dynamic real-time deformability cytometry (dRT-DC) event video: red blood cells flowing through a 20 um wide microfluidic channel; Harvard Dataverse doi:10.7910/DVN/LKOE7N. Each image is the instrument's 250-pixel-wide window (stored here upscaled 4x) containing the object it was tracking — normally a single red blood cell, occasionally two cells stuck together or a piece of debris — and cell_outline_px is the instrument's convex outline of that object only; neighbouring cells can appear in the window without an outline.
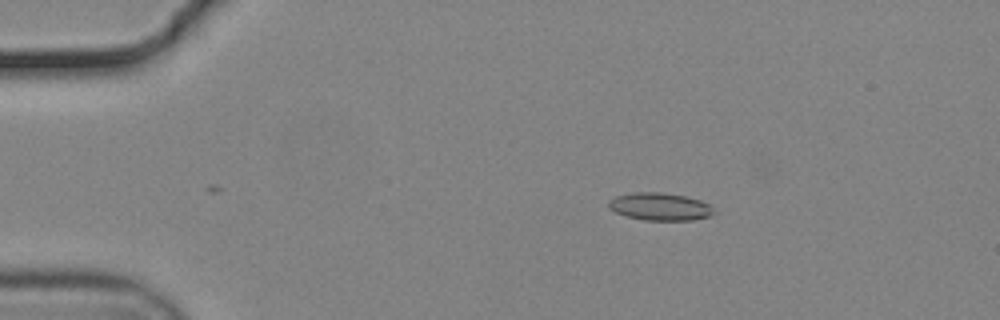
{"species": "common noctule bat (a hibernating species)", "species_latin": "Nyctalus noctula", "temperature_condition": "cold", "stored_images_in_passage": 14, "camera_frame_rate_fps": 3000, "um_per_image_px": 0.085, "animal": {"sex": "male", "body_mass_g": 19.2, "forearm_length_mm": 51.8}, "frame": {"image": 1, "passage_image": 3, "time_ms": 0.667, "image_size_px": [1000, 320], "cell_outline_px": [[716, 212], [708, 216], [692, 220], [644, 220], [624, 216], [608, 208], [608, 200], [616, 196], [632, 192], [660, 192], [684, 196], [700, 200], [708, 204]], "centroid_in_image_um": [56.05, 17.56], "position_along_channel_um": 29.0, "area_um2": 16.94}}
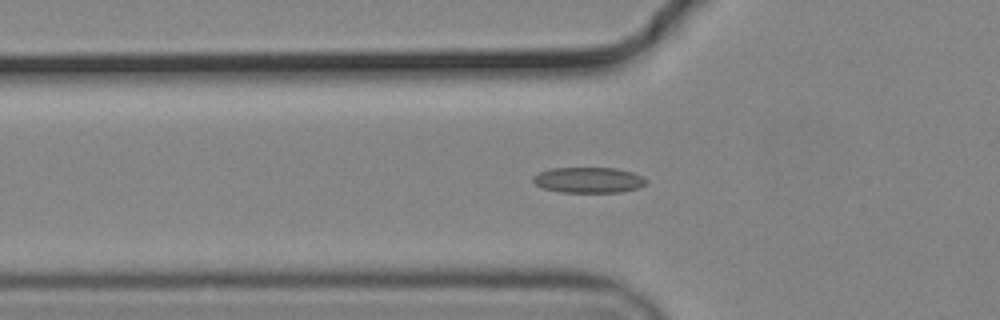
{"frame": {"image": 2, "passage_image": 12, "time_ms": 3.667, "image_size_px": [1000, 320], "cell_outline_px": [[648, 180], [640, 188], [620, 192], [560, 192], [544, 188], [536, 184], [532, 180], [532, 176], [540, 172], [552, 168], [616, 168], [632, 172]], "centroid_in_image_um": [50.03, 15.3], "position_along_channel_um": 75.8, "area_um2": 16.82}}